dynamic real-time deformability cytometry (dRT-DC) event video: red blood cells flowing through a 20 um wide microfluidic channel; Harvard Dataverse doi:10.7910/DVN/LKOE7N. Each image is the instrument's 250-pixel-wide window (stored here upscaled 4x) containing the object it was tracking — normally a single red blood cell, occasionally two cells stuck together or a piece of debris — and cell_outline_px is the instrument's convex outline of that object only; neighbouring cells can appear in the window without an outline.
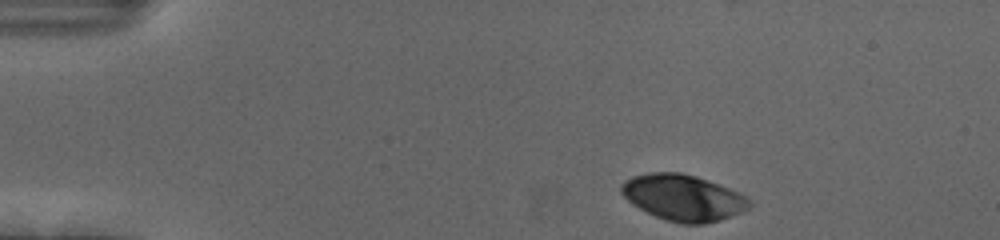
{"species": "human", "species_latin": "Homo sapiens", "temperature_condition": "cold", "stored_images_in_passage": 40, "camera_frame_rate_fps": 3000, "um_per_image_px": 0.085, "donor": {"sex": "female"}, "frame": {"image": 1, "passage_image": 1, "time_ms": 0.0, "image_size_px": [1000, 240], "cell_outline_px": [[752, 204], [748, 208], [740, 212], [720, 220], [704, 224], [684, 224], [668, 220], [656, 216], [632, 204], [620, 192], [620, 184], [624, 180], [632, 176], [652, 172], [680, 172], [696, 176], [708, 180], [748, 196], [752, 200]], "centroid_in_image_um": [58.07, 16.79], "position_along_channel_um": 26.9, "area_um2": 34.39}}
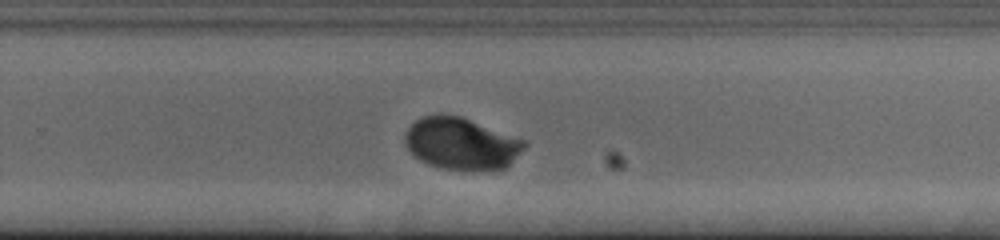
{"frame": {"image": 2, "passage_image": 29, "time_ms": 9.333, "image_size_px": [1000, 240], "cell_outline_px": [[528, 144], [504, 168], [440, 168], [428, 164], [420, 160], [404, 144], [404, 136], [408, 128], [416, 120], [424, 116], [440, 112], [460, 116], [528, 140]], "centroid_in_image_um": [39.19, 12.14], "position_along_channel_um": 290.6, "area_um2": 35.72}}
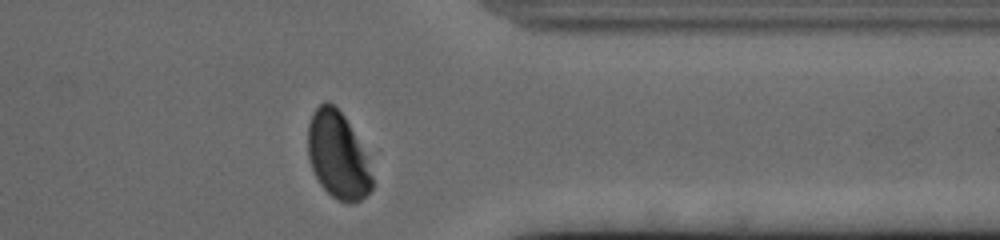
{"frame": {"image": 3, "passage_image": 37, "time_ms": 12.0, "image_size_px": [1000, 240], "cell_outline_px": [[372, 188], [360, 200], [352, 204], [348, 204], [336, 200], [320, 184], [312, 168], [308, 156], [308, 124], [312, 112], [324, 100], [328, 100], [344, 116], [364, 156], [372, 176]], "centroid_in_image_um": [28.66, 13.22], "position_along_channel_um": 382.7, "area_um2": 31.73}, "authors_computed_cell_mechanics": {"area_um2": 35.836, "velocity_mm_per_s": 3.6657, "shape_relaxation_time_tau1_ms": 2.6942, "shape_relaxation_time_tau2_ms": null, "deformation_change_tau1": 0.1251, "deformation_change_tau2": null}}